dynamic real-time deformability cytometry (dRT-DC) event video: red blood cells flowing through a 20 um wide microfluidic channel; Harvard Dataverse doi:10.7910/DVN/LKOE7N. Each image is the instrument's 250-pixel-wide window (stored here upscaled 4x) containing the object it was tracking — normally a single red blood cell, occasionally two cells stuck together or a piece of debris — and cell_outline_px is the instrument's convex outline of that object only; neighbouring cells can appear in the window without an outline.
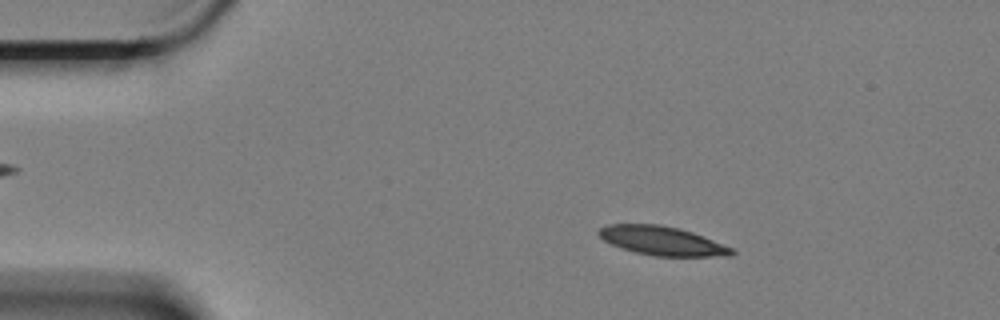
{"species": "Egyptian fruit bat (a non-hibernating species)", "species_latin": "Rousettus aegyptiacus", "temperature_condition": "cold", "stored_images_in_passage": 53, "camera_frame_rate_fps": 3000, "um_per_image_px": 0.085, "animal": {"sex": "female"}, "frame": {"image": 1, "passage_image": 4, "time_ms": 1.0, "image_size_px": [1000, 320], "cell_outline_px": [[736, 252], [732, 256], [652, 256], [620, 248], [604, 240], [596, 232], [600, 228], [608, 224], [660, 224], [680, 228], [692, 232], [732, 248]], "centroid_in_image_um": [56.26, 20.47], "position_along_channel_um": 28.7, "area_um2": 22.37}}
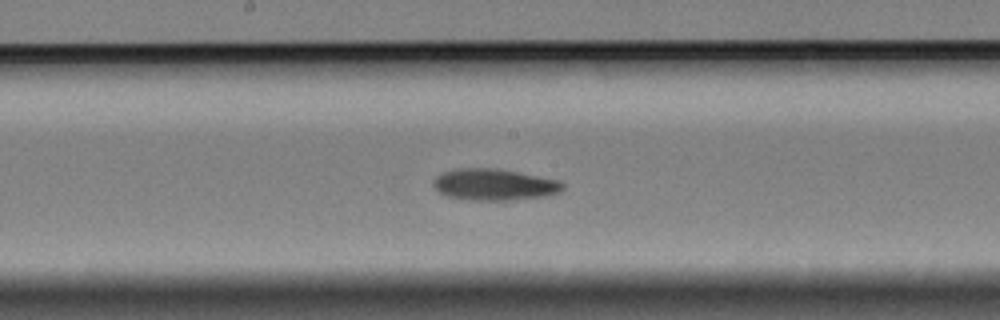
{"frame": {"image": 2, "passage_image": 25, "time_ms": 8.0, "image_size_px": [1000, 320], "cell_outline_px": [[564, 188], [560, 192], [548, 196], [508, 200], [472, 200], [448, 196], [440, 192], [432, 184], [432, 180], [440, 172], [456, 168], [496, 168], [560, 180], [564, 184]], "centroid_in_image_um": [42.01, 15.68], "position_along_channel_um": 206.2, "area_um2": 23.87}}
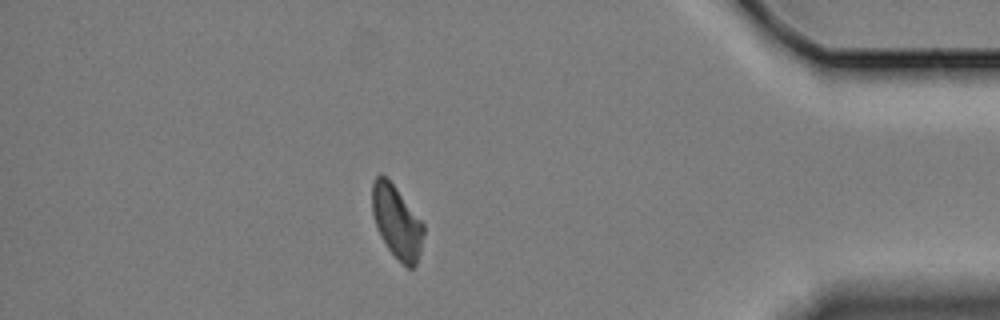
{"frame": {"image": 3, "passage_image": 46, "time_ms": 15.0, "image_size_px": [1000, 320], "cell_outline_px": [[424, 232], [420, 252], [416, 264], [412, 268], [408, 268], [388, 248], [376, 224], [372, 212], [372, 184], [376, 176], [380, 172], [396, 188], [424, 224]], "centroid_in_image_um": [33.73, 18.84], "position_along_channel_um": 401.5, "area_um2": 21.21}, "authors_computed_cell_mechanics": {"area_um2": 22.9466, "velocity_mm_per_s": 3.3327, "shape_relaxation_time_tau1_ms": 5.4374, "shape_relaxation_time_tau2_ms": null, "deformation_change_tau1": 0.1414, "deformation_change_tau2": null}}